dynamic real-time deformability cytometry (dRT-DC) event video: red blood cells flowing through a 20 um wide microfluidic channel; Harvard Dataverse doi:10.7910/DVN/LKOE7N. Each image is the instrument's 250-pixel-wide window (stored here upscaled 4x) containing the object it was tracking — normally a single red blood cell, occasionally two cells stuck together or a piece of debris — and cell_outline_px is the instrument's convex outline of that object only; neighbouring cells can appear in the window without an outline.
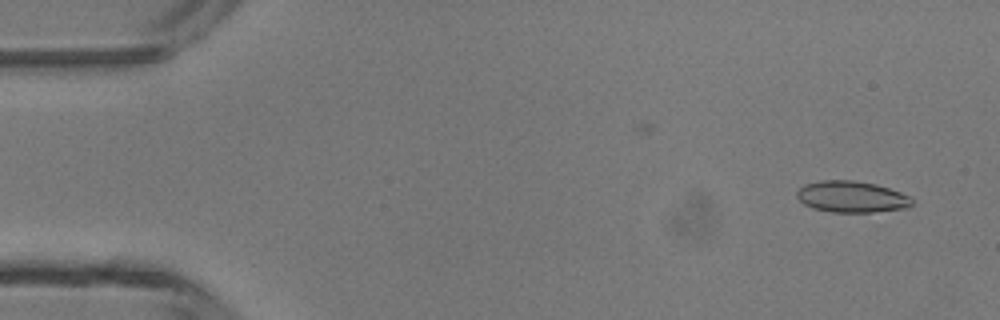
{"species": "common noctule bat (a hibernating species)", "species_latin": "Nyctalus noctula", "temperature_condition": "room temperature", "stored_images_in_passage": 25, "camera_frame_rate_fps": 3000, "um_per_image_px": 0.085, "animal": {"sex": "male", "body_mass_g": 13.3}, "frame": {"image": 1, "passage_image": 2, "time_ms": 0.333, "image_size_px": [1000, 320], "cell_outline_px": [[912, 204], [904, 208], [872, 212], [832, 212], [812, 208], [804, 204], [796, 196], [796, 192], [804, 184], [820, 180], [852, 180], [876, 184], [900, 192], [908, 196], [912, 200]], "centroid_in_image_um": [72.34, 16.72], "position_along_channel_um": 12.7, "area_um2": 20.92}}
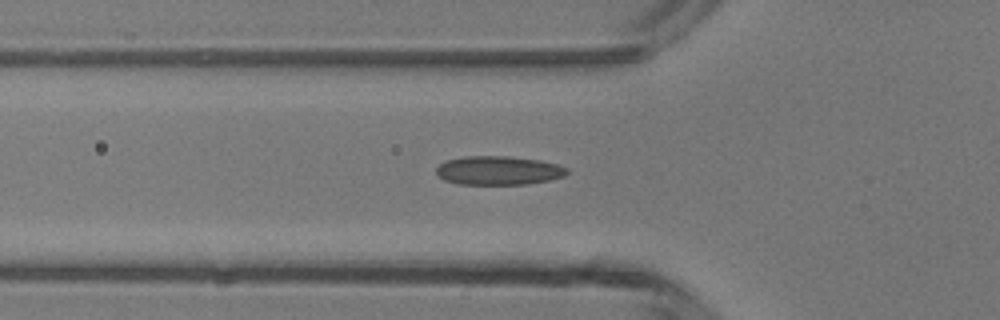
{"frame": {"image": 2, "passage_image": 15, "time_ms": 4.667, "image_size_px": [1000, 320], "cell_outline_px": [[568, 172], [564, 176], [548, 180], [524, 184], [456, 184], [444, 180], [436, 172], [436, 168], [440, 164], [448, 160], [464, 156], [508, 156], [540, 160], [556, 164], [568, 168]], "centroid_in_image_um": [42.36, 14.49], "position_along_channel_um": 83.4, "area_um2": 21.85}}
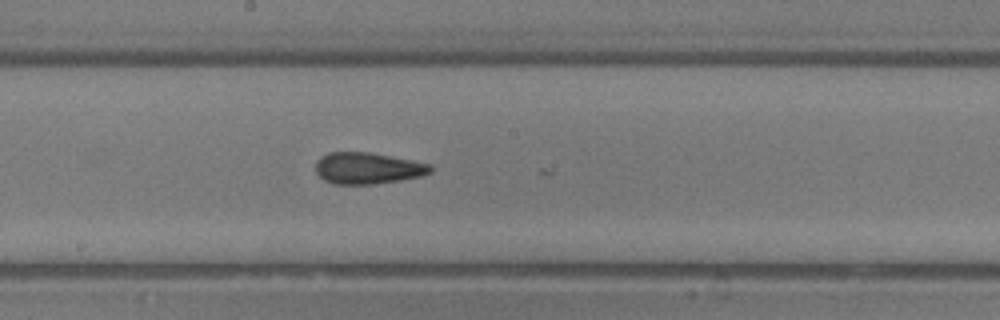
{"frame": {"image": 3, "passage_image": 24, "time_ms": 7.667, "image_size_px": [1000, 320], "cell_outline_px": [[432, 172], [420, 176], [400, 180], [372, 184], [332, 184], [324, 180], [316, 172], [316, 160], [320, 156], [328, 152], [368, 152], [412, 160], [432, 164]], "centroid_in_image_um": [31.23, 14.29], "position_along_channel_um": 217.0, "area_um2": 21.1}}